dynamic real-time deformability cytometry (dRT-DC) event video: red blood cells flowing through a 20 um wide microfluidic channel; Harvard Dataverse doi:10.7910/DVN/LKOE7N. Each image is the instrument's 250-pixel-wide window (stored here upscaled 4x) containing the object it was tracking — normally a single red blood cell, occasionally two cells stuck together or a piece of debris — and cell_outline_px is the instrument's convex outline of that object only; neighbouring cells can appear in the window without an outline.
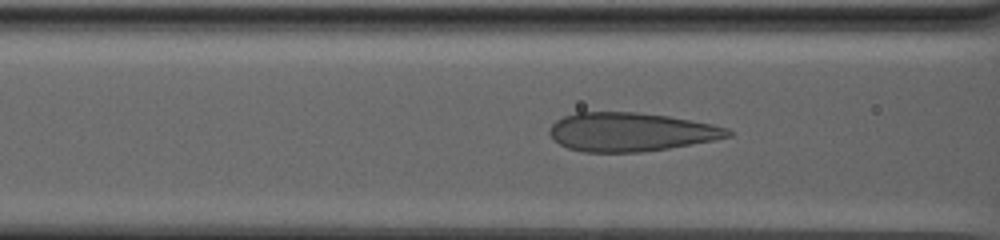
{"species": "human", "species_latin": "Homo sapiens", "temperature_condition": "warm", "stored_images_in_passage": 87, "camera_frame_rate_fps": 3000, "um_per_image_px": 0.085, "donor": {"sex": "male"}, "frame": {"image": 1, "passage_image": 40, "time_ms": 13.0, "image_size_px": [1000, 240], "cell_outline_px": [[732, 136], [712, 140], [668, 148], [640, 152], [584, 152], [568, 148], [560, 144], [548, 132], [548, 128], [556, 120], [564, 116], [576, 112], [636, 112], [668, 116], [712, 124], [728, 128], [732, 132]], "centroid_in_image_um": [53.59, 11.21], "position_along_channel_um": 113.0, "area_um2": 40.06}}
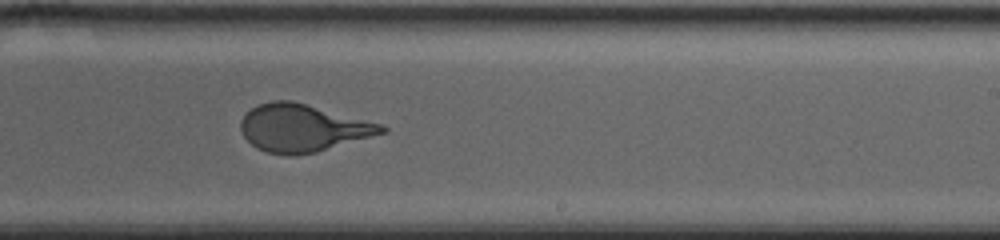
{"frame": {"image": 2, "passage_image": 58, "time_ms": 19.0, "image_size_px": [1000, 240], "cell_outline_px": [[388, 132], [316, 152], [292, 156], [288, 156], [268, 152], [256, 148], [244, 136], [240, 128], [240, 120], [256, 104], [272, 100], [292, 100], [384, 124], [388, 128]], "centroid_in_image_um": [25.75, 10.87], "position_along_channel_um": 263.2, "area_um2": 39.19}}
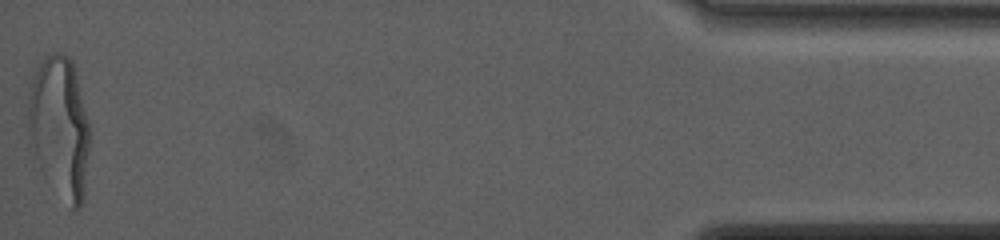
{"frame": {"image": 3, "passage_image": 87, "time_ms": 28.667, "image_size_px": [1000, 240], "cell_outline_px": [[88, 152], [84, 200], [80, 208], [72, 208], [44, 176], [28, 148], [28, 96], [32, 80], [44, 56], [52, 52], [60, 52], [68, 56], [72, 60], [88, 124]], "centroid_in_image_um": [5.02, 10.83], "position_along_channel_um": 430.2, "area_um2": 50.58}, "authors_computed_cell_mechanics": {"area_um2": 43.1188, "velocity_mm_per_s": 2.5064, "shape_relaxation_time_tau1_ms": 10.2423, "shape_relaxation_time_tau2_ms": null, "deformation_change_tau1": 0.2699, "deformation_change_tau2": null}}